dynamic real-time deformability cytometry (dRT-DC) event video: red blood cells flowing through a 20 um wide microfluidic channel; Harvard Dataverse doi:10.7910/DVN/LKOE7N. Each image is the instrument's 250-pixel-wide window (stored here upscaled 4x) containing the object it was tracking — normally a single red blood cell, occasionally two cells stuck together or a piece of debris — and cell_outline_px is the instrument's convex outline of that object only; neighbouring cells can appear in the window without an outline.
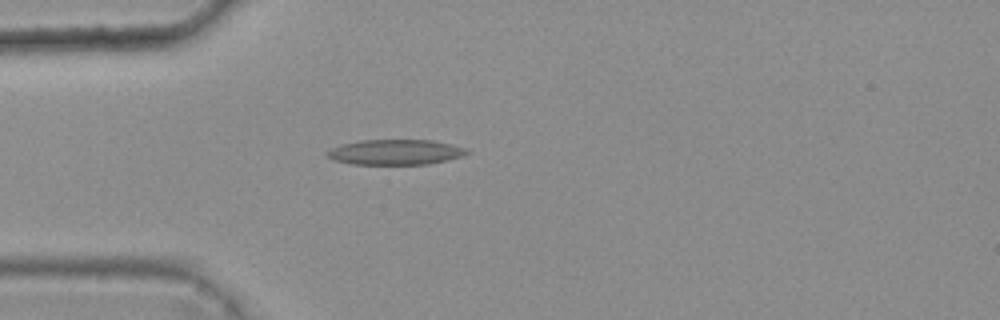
{"species": "common noctule bat (a hibernating species)", "species_latin": "Nyctalus noctula", "temperature_condition": "warm", "stored_images_in_passage": 4, "camera_frame_rate_fps": 3000, "um_per_image_px": 0.085, "animal": {"sex": "female", "body_mass_g": 25.1}, "frame": {"image": 1, "passage_image": 4, "time_ms": 1.0, "image_size_px": [1000, 320], "cell_outline_px": [[472, 152], [464, 156], [448, 160], [428, 164], [352, 164], [336, 160], [328, 156], [324, 152], [332, 148], [344, 144], [360, 140], [432, 140], [452, 144], [464, 148]], "centroid_in_image_um": [33.67, 12.93], "position_along_channel_um": 51.3, "area_um2": 20.52}}